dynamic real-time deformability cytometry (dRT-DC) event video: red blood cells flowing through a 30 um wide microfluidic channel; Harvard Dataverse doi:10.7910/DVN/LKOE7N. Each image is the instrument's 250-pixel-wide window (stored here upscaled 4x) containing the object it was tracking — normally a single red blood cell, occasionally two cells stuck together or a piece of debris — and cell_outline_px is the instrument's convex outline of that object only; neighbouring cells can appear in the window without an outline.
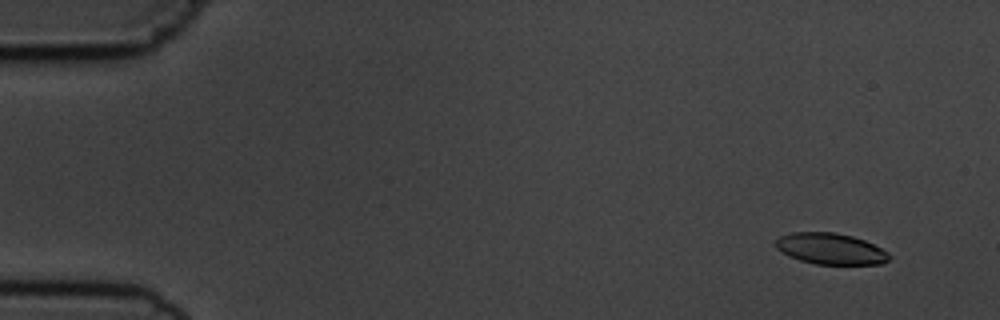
{"species": "common noctule bat (a hibernating species)", "species_latin": "Nyctalus noctula", "temperature_condition": "cold", "stored_images_in_passage": 5, "camera_frame_rate_fps": 3000, "um_per_image_px": 0.085, "animal": {"sex": "male", "body_mass_g": 19.5, "forearm_length_mm": 54.6}, "frame": {"image": 1, "passage_image": 1, "time_ms": 0.0, "image_size_px": [1000, 320], "cell_outline_px": [[892, 256], [884, 264], [816, 264], [800, 260], [788, 256], [776, 248], [776, 240], [780, 236], [792, 232], [836, 232], [852, 236], [864, 240], [888, 252]], "centroid_in_image_um": [70.6, 21.14], "position_along_channel_um": 14.4, "area_um2": 20.63}}
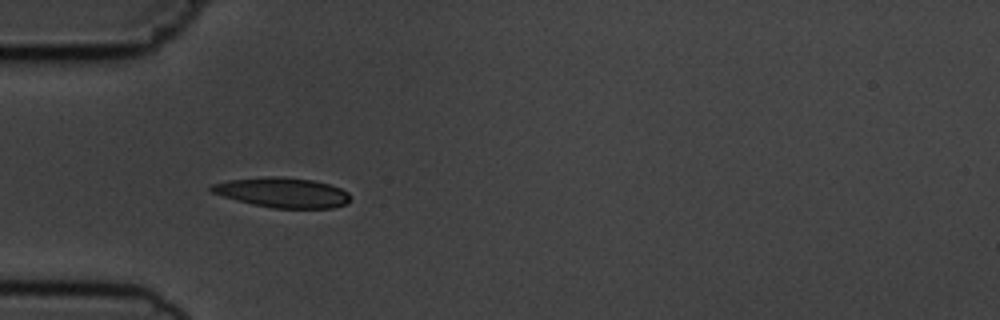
{"frame": {"image": 2, "passage_image": 4, "time_ms": 4.333, "image_size_px": [1000, 320], "cell_outline_px": [[352, 196], [348, 204], [332, 208], [272, 208], [252, 204], [236, 200], [212, 192], [208, 188], [212, 184], [228, 180], [264, 176], [284, 176], [312, 180], [328, 184], [340, 188], [348, 192]], "centroid_in_image_um": [24.03, 16.36], "position_along_channel_um": 61.0, "area_um2": 24.45}}
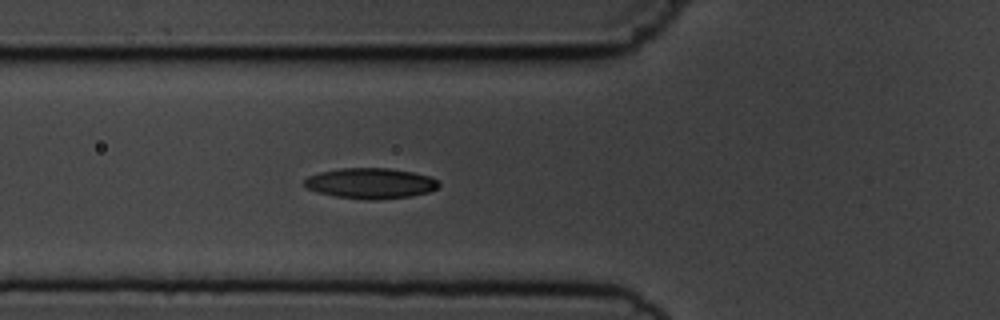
{"frame": {"image": 3, "passage_image": 5, "time_ms": 5.333, "image_size_px": [1000, 320], "cell_outline_px": [[440, 184], [436, 188], [428, 192], [412, 196], [380, 200], [364, 200], [336, 196], [316, 192], [308, 188], [304, 184], [304, 180], [308, 176], [320, 172], [340, 168], [388, 168], [412, 172], [428, 176], [436, 180]], "centroid_in_image_um": [31.48, 15.59], "position_along_channel_um": 94.3, "area_um2": 23.93}}